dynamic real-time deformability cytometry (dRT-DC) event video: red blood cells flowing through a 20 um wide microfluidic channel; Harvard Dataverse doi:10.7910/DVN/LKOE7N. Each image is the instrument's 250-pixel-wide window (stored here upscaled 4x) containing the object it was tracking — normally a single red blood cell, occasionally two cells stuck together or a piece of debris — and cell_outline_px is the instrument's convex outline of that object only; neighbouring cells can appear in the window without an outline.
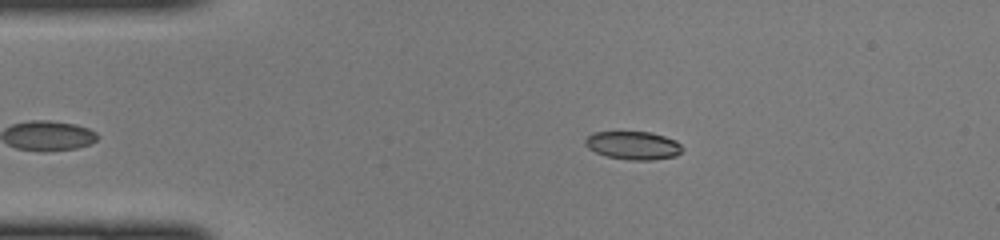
{"species": "common noctule bat (a hibernating species)", "species_latin": "Nyctalus noctula", "temperature_condition": "cold", "stored_images_in_passage": 34, "camera_frame_rate_fps": 3000, "um_per_image_px": 0.085, "animal": {"sex": "female", "body_mass_g": 22.0, "forearm_length_mm": 56.7}, "frame": {"image": 1, "passage_image": 2, "time_ms": 0.333, "image_size_px": [1000, 240], "cell_outline_px": [[684, 148], [676, 156], [652, 160], [628, 160], [608, 156], [596, 152], [588, 148], [584, 144], [584, 140], [592, 132], [652, 132], [676, 140]], "centroid_in_image_um": [53.83, 12.36], "position_along_channel_um": 31.2, "area_um2": 16.01}}
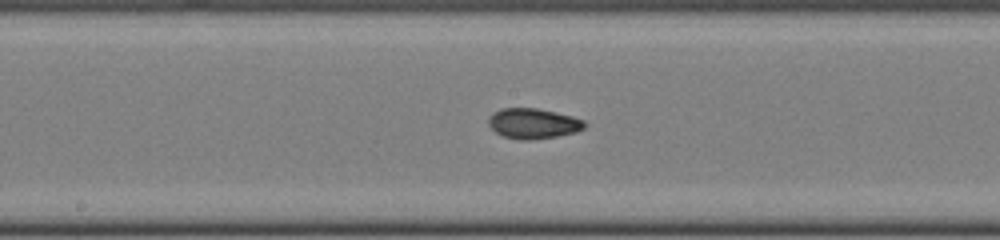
{"frame": {"image": 2, "passage_image": 17, "time_ms": 5.333, "image_size_px": [1000, 240], "cell_outline_px": [[584, 128], [576, 132], [556, 136], [528, 140], [520, 140], [504, 136], [496, 132], [488, 124], [488, 116], [492, 112], [500, 108], [536, 108], [556, 112], [572, 116], [584, 120]], "centroid_in_image_um": [45.28, 10.48], "position_along_channel_um": 202.9, "area_um2": 16.94}}
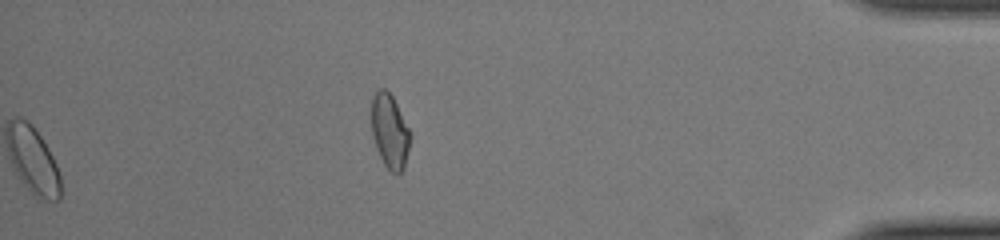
{"frame": {"image": 3, "passage_image": 34, "time_ms": 11.0, "image_size_px": [1000, 240], "cell_outline_px": [[412, 136], [404, 168], [400, 172], [392, 172], [384, 164], [376, 148], [372, 136], [372, 96], [380, 88], [384, 88], [392, 96]], "centroid_in_image_um": [33.13, 11.16], "position_along_channel_um": 402.1, "area_um2": 16.53}}